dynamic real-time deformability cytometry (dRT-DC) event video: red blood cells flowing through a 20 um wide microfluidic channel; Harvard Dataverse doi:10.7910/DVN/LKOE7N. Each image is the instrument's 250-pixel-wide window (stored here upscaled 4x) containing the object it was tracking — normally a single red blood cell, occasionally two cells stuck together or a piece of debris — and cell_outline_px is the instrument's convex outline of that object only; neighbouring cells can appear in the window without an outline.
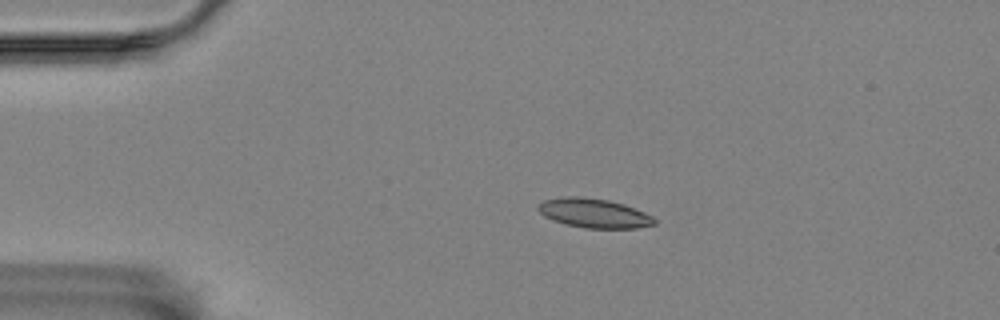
{"species": "Egyptian fruit bat (a non-hibernating species)", "species_latin": "Rousettus aegyptiacus", "temperature_condition": "room temperature", "stored_images_in_passage": 8, "camera_frame_rate_fps": 3000, "um_per_image_px": 0.085, "animal": {"sex": "female"}, "frame": {"image": 1, "passage_image": 2, "time_ms": 1.0, "image_size_px": [1000, 320], "cell_outline_px": [[656, 224], [636, 228], [584, 228], [564, 224], [552, 220], [544, 216], [536, 208], [544, 200], [560, 196], [580, 196], [608, 200], [624, 204], [644, 212], [652, 216], [656, 220]], "centroid_in_image_um": [50.47, 18.11], "position_along_channel_um": 34.5, "area_um2": 19.94}}
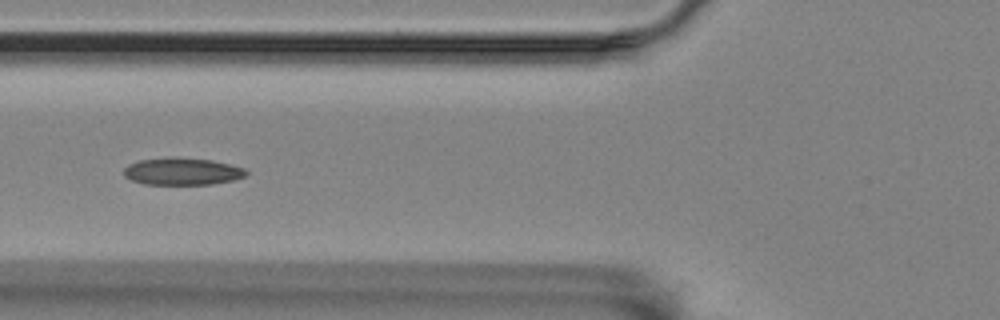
{"frame": {"image": 2, "passage_image": 5, "time_ms": 4.333, "image_size_px": [1000, 320], "cell_outline_px": [[248, 172], [244, 176], [232, 180], [212, 184], [144, 184], [132, 180], [124, 176], [124, 168], [128, 164], [140, 160], [212, 160], [232, 164], [244, 168]], "centroid_in_image_um": [15.52, 14.61], "position_along_channel_um": 110.3, "area_um2": 18.44}}
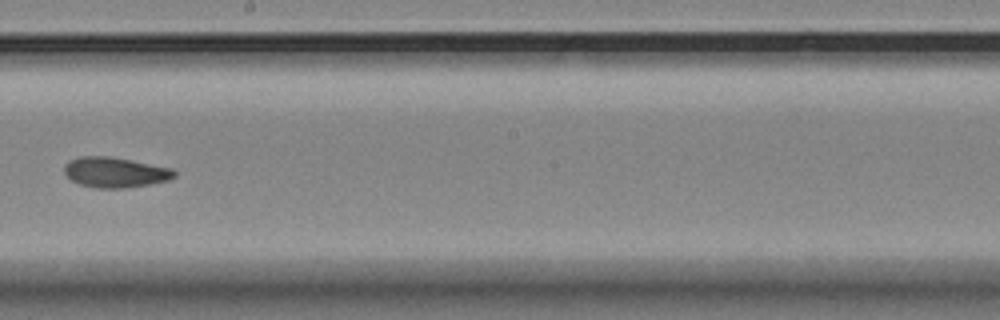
{"frame": {"image": 3, "passage_image": 8, "time_ms": 8.0, "image_size_px": [1000, 320], "cell_outline_px": [[176, 176], [168, 180], [128, 188], [96, 188], [80, 184], [72, 180], [64, 172], [64, 164], [68, 160], [80, 156], [108, 156], [132, 160], [172, 168], [176, 172]], "centroid_in_image_um": [9.77, 14.64], "position_along_channel_um": 238.4, "area_um2": 19.48}}